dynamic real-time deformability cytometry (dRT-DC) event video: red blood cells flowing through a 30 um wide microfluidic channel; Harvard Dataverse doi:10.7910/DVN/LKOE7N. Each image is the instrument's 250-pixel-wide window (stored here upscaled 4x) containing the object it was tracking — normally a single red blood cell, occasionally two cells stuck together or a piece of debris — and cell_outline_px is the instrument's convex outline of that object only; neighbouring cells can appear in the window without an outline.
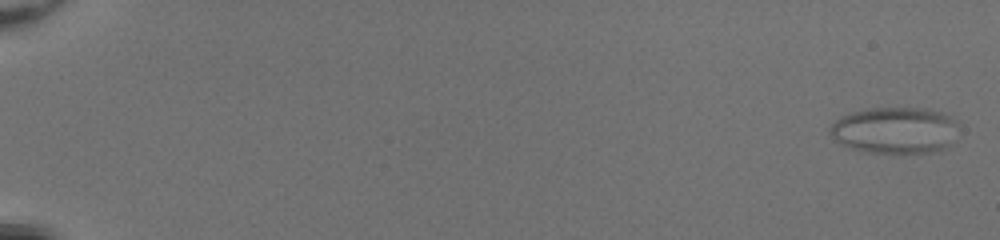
{"species": "common noctule bat (a hibernating species)", "species_latin": "Nyctalus noctula", "temperature_condition": "room temperature", "stored_images_in_passage": 52, "camera_frame_rate_fps": 3000, "um_per_image_px": 0.085, "animal": {"sex": "female", "body_mass_g": 20.0, "forearm_length_mm": 54.0}, "frame": {"image": 1, "passage_image": 2, "time_ms": 0.333, "image_size_px": [1000, 240], "cell_outline_px": [[956, 140], [952, 144], [944, 148], [932, 152], [864, 152], [848, 148], [840, 144], [832, 136], [828, 128], [840, 116], [852, 112], [868, 108], [928, 108], [944, 112], [956, 120]], "centroid_in_image_um": [76.08, 11.06], "position_along_channel_um": 8.9, "area_um2": 35.14}}
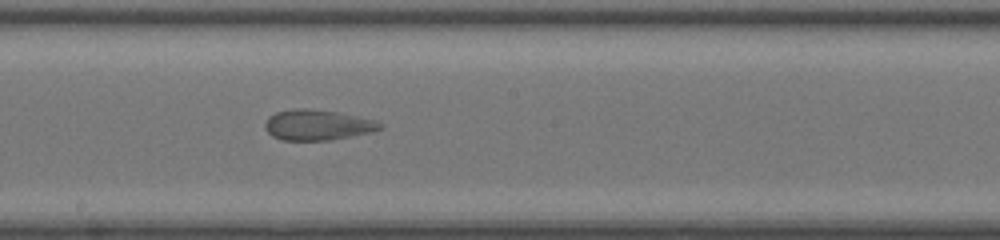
{"frame": {"image": 2, "passage_image": 32, "time_ms": 10.333, "image_size_px": [1000, 240], "cell_outline_px": [[384, 128], [372, 132], [332, 140], [280, 140], [272, 136], [264, 128], [264, 124], [268, 116], [276, 112], [292, 108], [308, 108], [336, 112], [376, 120], [384, 124]], "centroid_in_image_um": [26.98, 10.62], "position_along_channel_um": 221.2, "area_um2": 20.69}}
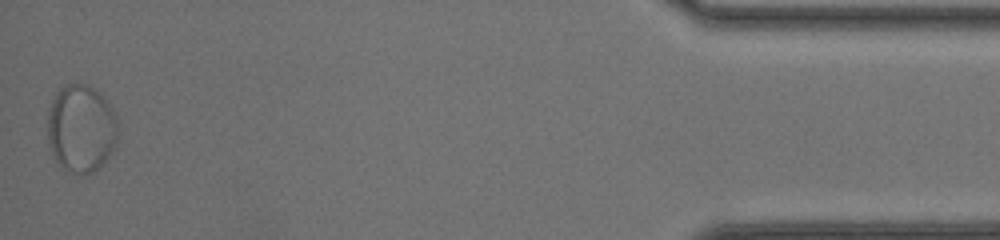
{"frame": {"image": 3, "passage_image": 52, "time_ms": 17.0, "image_size_px": [1000, 240], "cell_outline_px": [[116, 144], [108, 156], [92, 172], [72, 172], [64, 168], [52, 156], [48, 144], [48, 112], [52, 100], [56, 92], [64, 84], [88, 84], [96, 88], [104, 96], [112, 108], [116, 116]], "centroid_in_image_um": [6.87, 10.86], "position_along_channel_um": 428.3, "area_um2": 35.78}}